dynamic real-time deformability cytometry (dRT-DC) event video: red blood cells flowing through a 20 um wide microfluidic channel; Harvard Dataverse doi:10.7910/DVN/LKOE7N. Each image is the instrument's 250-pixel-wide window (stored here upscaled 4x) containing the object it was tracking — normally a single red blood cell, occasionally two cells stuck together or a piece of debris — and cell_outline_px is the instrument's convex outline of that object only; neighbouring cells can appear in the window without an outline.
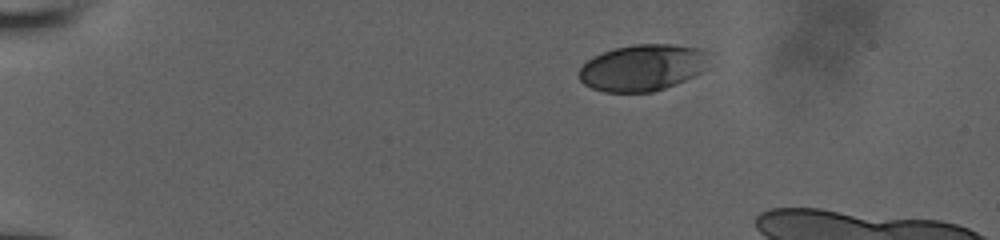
{"species": "human", "species_latin": "Homo sapiens", "temperature_condition": "room temperature", "stored_images_in_passage": 22, "camera_frame_rate_fps": 3000, "um_per_image_px": 0.085, "donor": {"sex": "male"}, "frame": {"image": 1, "passage_image": 1, "time_ms": 0.0, "image_size_px": [1000, 240], "cell_outline_px": [[712, 52], [704, 68], [700, 72], [676, 84], [652, 92], [604, 92], [592, 88], [584, 84], [576, 76], [580, 68], [592, 56], [616, 48], [632, 44], [672, 44], [700, 48]], "centroid_in_image_um": [54.61, 5.74], "position_along_channel_um": 30.4, "area_um2": 35.43}}
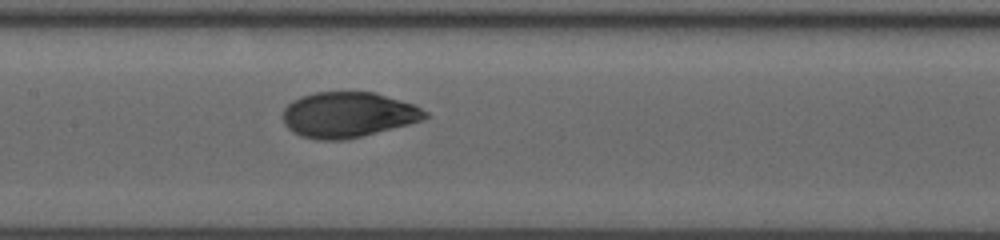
{"frame": {"image": 2, "passage_image": 13, "time_ms": 6.0, "image_size_px": [1000, 240], "cell_outline_px": [[428, 116], [424, 120], [344, 140], [316, 140], [300, 136], [292, 132], [284, 124], [284, 108], [292, 100], [300, 96], [316, 92], [376, 92], [416, 104], [428, 112]], "centroid_in_image_um": [29.59, 9.74], "position_along_channel_um": 177.8, "area_um2": 37.86}}
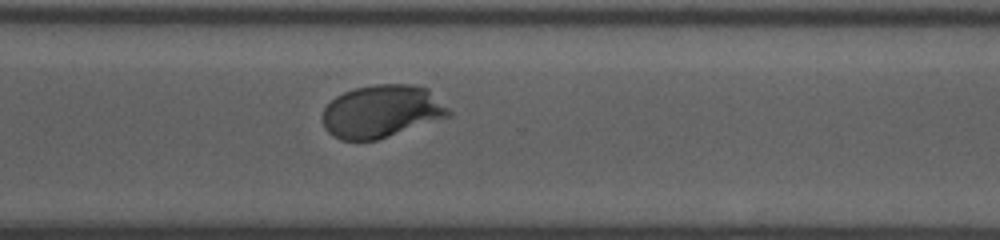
{"frame": {"image": 3, "passage_image": 22, "time_ms": 10.0, "image_size_px": [1000, 240], "cell_outline_px": [[452, 116], [376, 140], [340, 140], [328, 132], [324, 128], [324, 108], [336, 96], [344, 92], [356, 88], [376, 84], [412, 84], [428, 88], [452, 112]], "centroid_in_image_um": [32.47, 9.46], "position_along_channel_um": 338.1, "area_um2": 38.61}}